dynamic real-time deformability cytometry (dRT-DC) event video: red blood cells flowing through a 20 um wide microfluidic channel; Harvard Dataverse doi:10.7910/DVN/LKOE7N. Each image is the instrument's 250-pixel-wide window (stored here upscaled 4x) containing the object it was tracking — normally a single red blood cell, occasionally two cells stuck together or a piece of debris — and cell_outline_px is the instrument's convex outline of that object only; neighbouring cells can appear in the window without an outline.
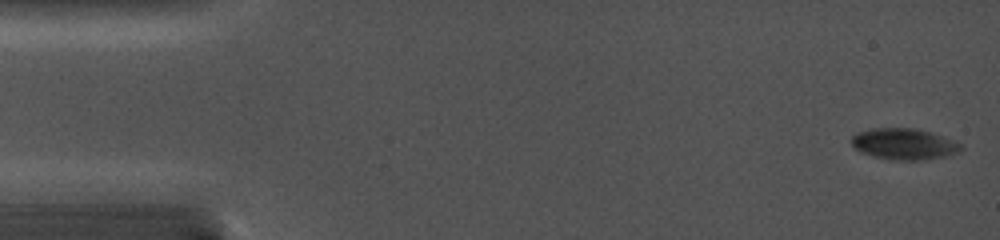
{"species": "common noctule bat (a hibernating species)", "species_latin": "Nyctalus noctula", "temperature_condition": "cold", "stored_images_in_passage": 48, "camera_frame_rate_fps": 5000, "um_per_image_px": 0.085, "animal": {"sex": "female", "body_mass_g": 19.0, "forearm_length_mm": 56.7}, "frame": {"image": 1, "passage_image": 1, "time_ms": 0.0, "image_size_px": [1000, 240], "cell_outline_px": [[964, 148], [956, 152], [944, 156], [920, 160], [892, 160], [860, 152], [852, 144], [852, 136], [860, 132], [872, 128], [916, 128], [940, 136], [960, 144]], "centroid_in_image_um": [76.81, 12.24], "position_along_channel_um": 8.2, "area_um2": 19.36}}
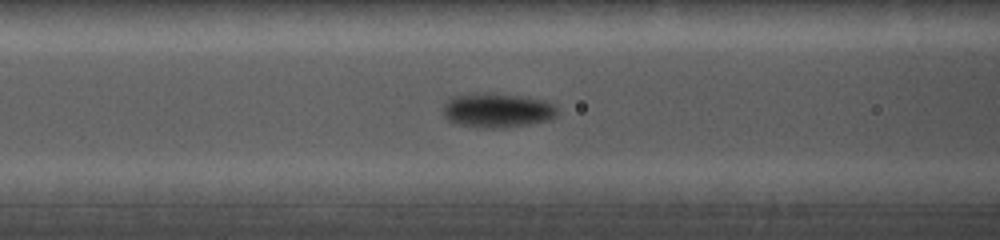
{"frame": {"image": 2, "passage_image": 20, "time_ms": 6.2, "image_size_px": [1000, 240], "cell_outline_px": [[556, 116], [548, 120], [528, 124], [504, 128], [476, 128], [460, 124], [448, 120], [444, 116], [444, 104], [448, 96], [472, 92], [492, 92], [520, 96], [544, 100], [552, 104], [556, 108]], "centroid_in_image_um": [42.19, 9.36], "position_along_channel_um": 124.4, "area_um2": 23.29}}
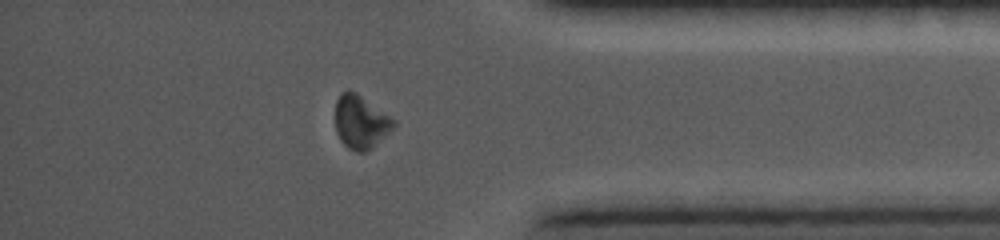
{"frame": {"image": 3, "passage_image": 42, "time_ms": 13.4, "image_size_px": [1000, 240], "cell_outline_px": [[396, 124], [392, 128], [364, 152], [356, 152], [348, 148], [340, 140], [336, 132], [336, 100], [340, 92], [356, 92], [396, 120]], "centroid_in_image_um": [30.63, 10.35], "position_along_channel_um": 404.6, "area_um2": 17.63}}